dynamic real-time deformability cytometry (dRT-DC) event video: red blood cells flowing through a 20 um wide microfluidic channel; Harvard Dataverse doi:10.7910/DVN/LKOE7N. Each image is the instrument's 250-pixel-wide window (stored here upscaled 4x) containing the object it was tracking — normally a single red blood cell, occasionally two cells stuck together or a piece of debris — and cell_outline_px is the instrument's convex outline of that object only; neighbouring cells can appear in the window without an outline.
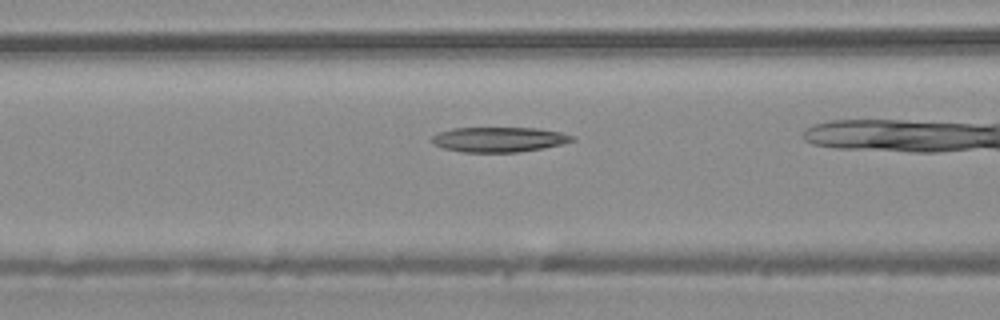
{"species": "common noctule bat (a hibernating species)", "species_latin": "Nyctalus noctula", "temperature_condition": "warm", "stored_images_in_passage": 33, "camera_frame_rate_fps": 3000, "um_per_image_px": 0.085, "animal": {"sex": "male", "body_mass_g": 20.4}, "frame": {"image": 1, "passage_image": 15, "time_ms": 4.667, "image_size_px": [1000, 320], "cell_outline_px": [[576, 140], [544, 148], [516, 152], [460, 152], [444, 148], [432, 144], [428, 140], [432, 136], [440, 132], [452, 128], [536, 128], [560, 132], [576, 136]], "centroid_in_image_um": [42.39, 11.86], "position_along_channel_um": 124.2, "area_um2": 20.52}}
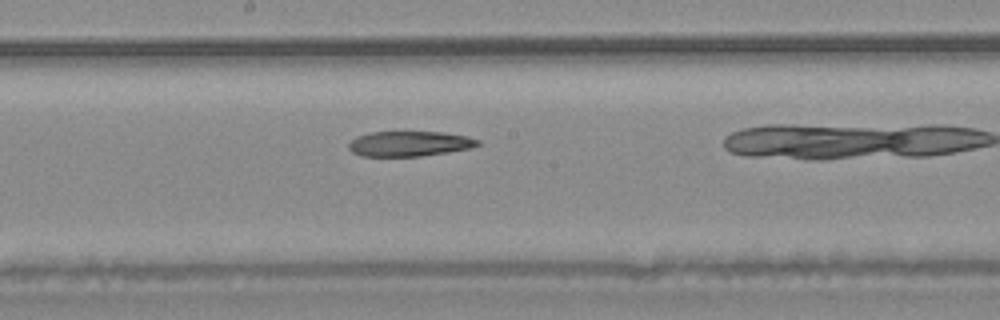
{"frame": {"image": 2, "passage_image": 21, "time_ms": 6.667, "image_size_px": [1000, 320], "cell_outline_px": [[480, 144], [472, 148], [448, 152], [420, 156], [360, 156], [352, 152], [348, 148], [348, 144], [356, 136], [372, 132], [444, 132], [468, 136], [480, 140]], "centroid_in_image_um": [34.82, 12.21], "position_along_channel_um": 213.4, "area_um2": 19.02}}
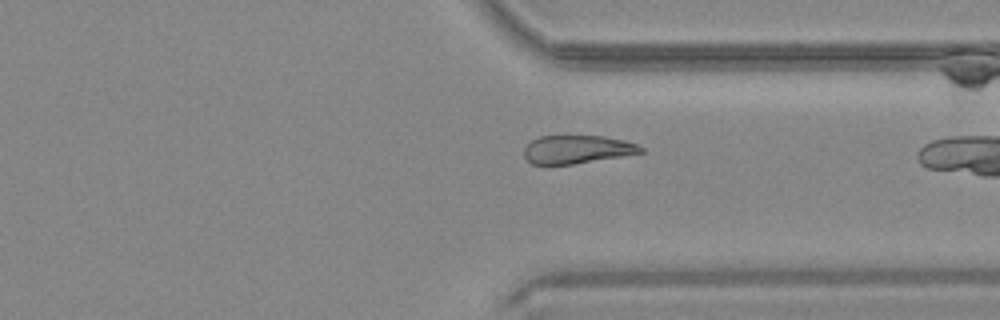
{"frame": {"image": 3, "passage_image": 31, "time_ms": 10.0, "image_size_px": [1000, 320], "cell_outline_px": [[644, 152], [624, 156], [572, 164], [532, 164], [524, 156], [524, 148], [532, 140], [540, 136], [604, 136], [624, 140], [636, 144], [644, 148]], "centroid_in_image_um": [49.07, 12.7], "position_along_channel_um": 362.3, "area_um2": 19.13}}